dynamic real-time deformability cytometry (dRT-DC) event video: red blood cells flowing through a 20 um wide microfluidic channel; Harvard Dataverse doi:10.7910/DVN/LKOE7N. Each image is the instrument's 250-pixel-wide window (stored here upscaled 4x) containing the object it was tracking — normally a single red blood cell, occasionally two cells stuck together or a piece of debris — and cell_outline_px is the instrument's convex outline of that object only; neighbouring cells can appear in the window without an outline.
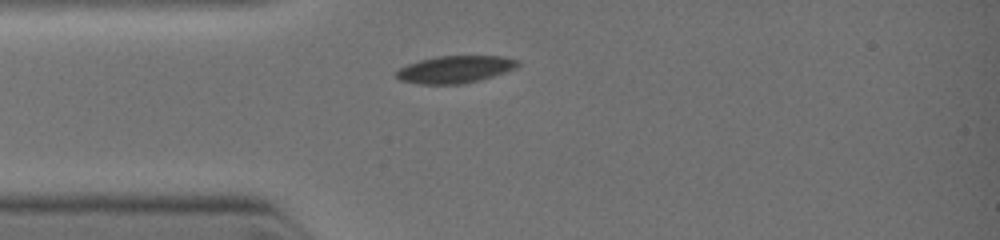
{"species": "common noctule bat (a hibernating species)", "species_latin": "Nyctalus noctula", "temperature_condition": "warm", "stored_images_in_passage": 1, "camera_frame_rate_fps": 3000, "um_per_image_px": 0.085, "animal": {"sex": "female", "body_mass_g": 19.0, "forearm_length_mm": 51.5}, "frame": {"image": 1, "passage_image": 1, "time_ms": 0.0, "image_size_px": [1000, 240], "cell_outline_px": [[520, 64], [504, 72], [480, 80], [460, 84], [420, 84], [400, 80], [396, 76], [396, 72], [400, 68], [408, 64], [420, 60], [440, 56], [500, 56], [516, 60]], "centroid_in_image_um": [38.64, 5.9], "position_along_channel_um": 46.4, "area_um2": 18.9}}